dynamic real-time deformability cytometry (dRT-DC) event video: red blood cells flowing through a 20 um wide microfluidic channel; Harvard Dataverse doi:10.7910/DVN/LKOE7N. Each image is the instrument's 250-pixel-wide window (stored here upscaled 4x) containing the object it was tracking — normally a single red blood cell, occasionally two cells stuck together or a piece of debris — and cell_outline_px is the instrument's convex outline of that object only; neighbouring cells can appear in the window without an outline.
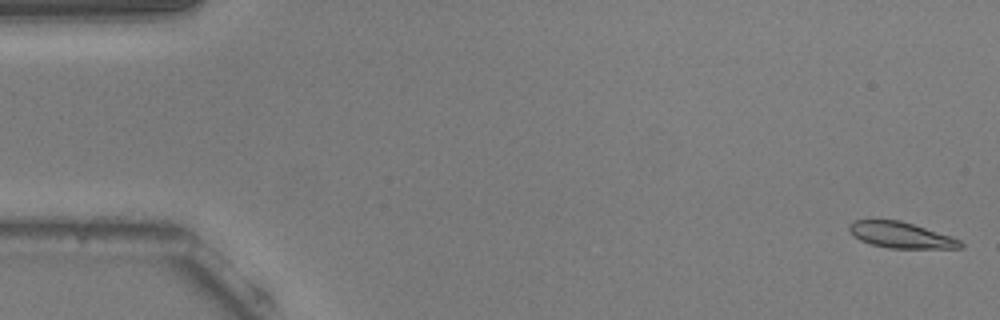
{"species": "common noctule bat (a hibernating species)", "species_latin": "Nyctalus noctula", "temperature_condition": "warm", "stored_images_in_passage": 12, "camera_frame_rate_fps": 3000, "um_per_image_px": 0.085, "animal": {"sex": "male", "body_mass_g": 20.5, "forearm_length_mm": 52.5}, "frame": {"image": 1, "passage_image": 1, "time_ms": 0.0, "image_size_px": [1000, 320], "cell_outline_px": [[964, 248], [888, 248], [872, 244], [860, 240], [852, 236], [848, 228], [848, 224], [852, 220], [900, 220], [952, 236], [960, 240], [964, 244]], "centroid_in_image_um": [76.57, 19.98], "position_along_channel_um": 8.4, "area_um2": 16.94}}